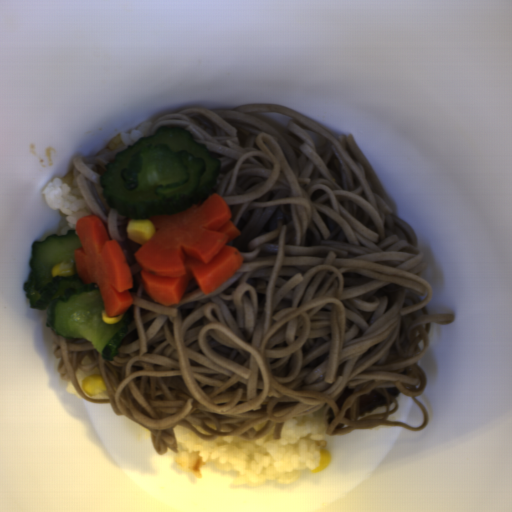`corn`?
<instances>
[{"label": "corn", "mask_w": 512, "mask_h": 512, "mask_svg": "<svg viewBox=\"0 0 512 512\" xmlns=\"http://www.w3.org/2000/svg\"><path fill=\"white\" fill-rule=\"evenodd\" d=\"M155 232V226L149 217L144 219L130 218L126 227V236L140 246H143Z\"/></svg>", "instance_id": "1"}, {"label": "corn", "mask_w": 512, "mask_h": 512, "mask_svg": "<svg viewBox=\"0 0 512 512\" xmlns=\"http://www.w3.org/2000/svg\"><path fill=\"white\" fill-rule=\"evenodd\" d=\"M82 390L89 396L106 392V383L100 374H91L81 383Z\"/></svg>", "instance_id": "2"}, {"label": "corn", "mask_w": 512, "mask_h": 512, "mask_svg": "<svg viewBox=\"0 0 512 512\" xmlns=\"http://www.w3.org/2000/svg\"><path fill=\"white\" fill-rule=\"evenodd\" d=\"M51 275L54 276H62V277H70L74 275V269L71 263H59L55 264L51 269Z\"/></svg>", "instance_id": "3"}, {"label": "corn", "mask_w": 512, "mask_h": 512, "mask_svg": "<svg viewBox=\"0 0 512 512\" xmlns=\"http://www.w3.org/2000/svg\"><path fill=\"white\" fill-rule=\"evenodd\" d=\"M331 461L332 458L330 454L322 447L319 467L310 470L313 474H317L323 471L324 469L328 468L331 465Z\"/></svg>", "instance_id": "4"}, {"label": "corn", "mask_w": 512, "mask_h": 512, "mask_svg": "<svg viewBox=\"0 0 512 512\" xmlns=\"http://www.w3.org/2000/svg\"><path fill=\"white\" fill-rule=\"evenodd\" d=\"M123 315L124 313L119 316H107L106 309L101 312L102 320L108 324L118 323L123 318Z\"/></svg>", "instance_id": "5"}]
</instances>
